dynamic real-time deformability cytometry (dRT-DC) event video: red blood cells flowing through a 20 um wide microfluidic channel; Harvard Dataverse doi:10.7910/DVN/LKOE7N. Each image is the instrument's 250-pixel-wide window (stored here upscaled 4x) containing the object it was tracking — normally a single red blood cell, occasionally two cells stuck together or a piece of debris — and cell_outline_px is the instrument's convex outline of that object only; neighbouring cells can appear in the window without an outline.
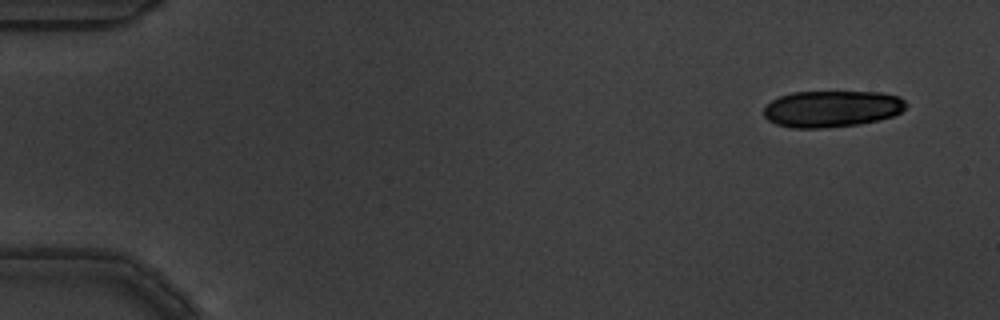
{"species": "common noctule bat (a hibernating species)", "species_latin": "Nyctalus noctula", "temperature_condition": "warm", "stored_images_in_passage": 14, "camera_frame_rate_fps": 3000, "um_per_image_px": 0.085, "animal": {"sex": "male", "body_mass_g": 19.5, "forearm_length_mm": 54.6}, "frame": {"image": 1, "passage_image": 1, "time_ms": 0.0, "image_size_px": [1000, 320], "cell_outline_px": [[908, 104], [900, 112], [892, 116], [880, 120], [860, 124], [820, 128], [792, 128], [776, 124], [768, 120], [764, 116], [764, 108], [772, 100], [780, 96], [792, 92], [880, 92], [900, 96]], "centroid_in_image_um": [70.71, 9.25], "position_along_channel_um": 14.3, "area_um2": 30.35}}
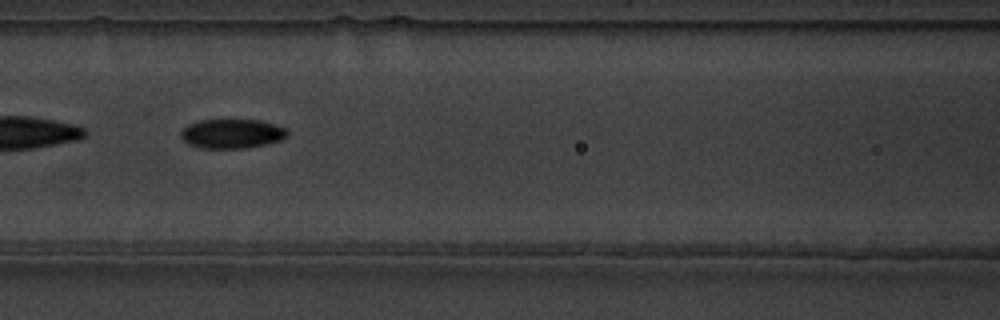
{"frame": {"image": 2, "passage_image": 7, "time_ms": 2.0, "image_size_px": [1000, 320], "cell_outline_px": [[288, 136], [280, 140], [248, 148], [200, 148], [188, 144], [180, 136], [180, 132], [188, 124], [200, 120], [260, 120], [276, 124], [288, 128]], "centroid_in_image_um": [19.73, 11.36], "position_along_channel_um": 146.9, "area_um2": 18.32}}
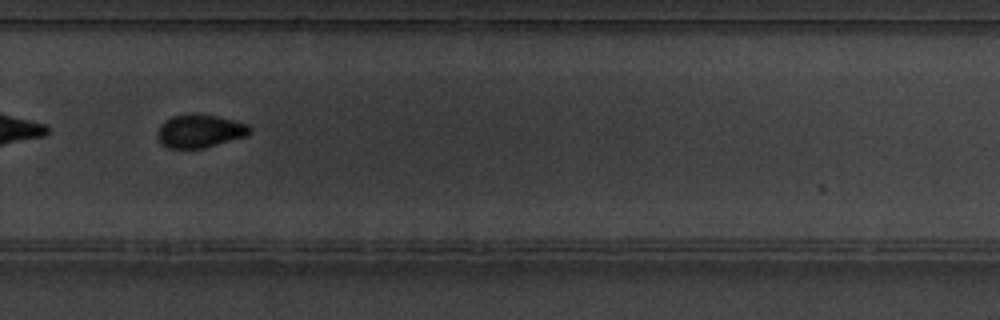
{"frame": {"image": 3, "passage_image": 11, "time_ms": 3.333, "image_size_px": [1000, 320], "cell_outline_px": [[252, 132], [248, 136], [204, 148], [168, 148], [160, 144], [156, 136], [156, 132], [160, 124], [164, 120], [172, 116], [216, 116], [248, 124], [252, 128]], "centroid_in_image_um": [16.98, 11.18], "position_along_channel_um": 312.8, "area_um2": 17.69}}